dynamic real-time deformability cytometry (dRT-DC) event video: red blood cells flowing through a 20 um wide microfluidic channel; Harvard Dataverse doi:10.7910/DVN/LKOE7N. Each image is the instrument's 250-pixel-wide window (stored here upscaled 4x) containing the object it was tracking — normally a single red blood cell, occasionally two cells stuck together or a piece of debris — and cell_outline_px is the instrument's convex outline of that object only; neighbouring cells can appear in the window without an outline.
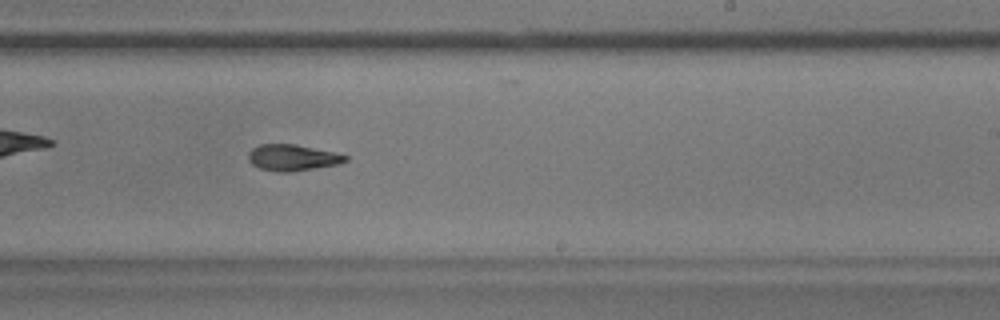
{"species": "common noctule bat (a hibernating species)", "species_latin": "Nyctalus noctula", "temperature_condition": "warm", "stored_images_in_passage": 52, "camera_frame_rate_fps": 3000, "um_per_image_px": 0.085, "animal": {"sex": "male", "body_mass_g": 17.9}, "frame": {"image": 1, "passage_image": 30, "time_ms": 9.667, "image_size_px": [1000, 320], "cell_outline_px": [[348, 160], [336, 164], [288, 172], [276, 172], [260, 168], [252, 164], [248, 160], [248, 152], [252, 148], [260, 144], [296, 144], [336, 152], [348, 156]], "centroid_in_image_um": [24.83, 13.38], "position_along_channel_um": 264.2, "area_um2": 14.8}}
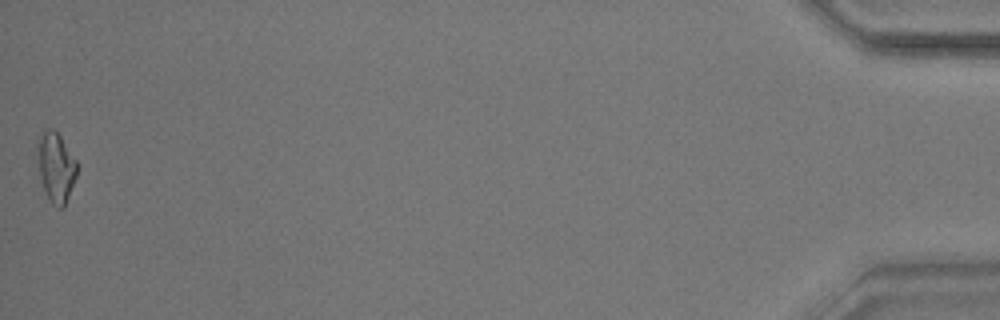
{"frame": {"image": 2, "passage_image": 52, "time_ms": 17.0, "image_size_px": [1000, 320], "cell_outline_px": [[76, 176], [64, 208], [56, 208], [52, 204], [44, 188], [40, 172], [36, 144], [40, 136], [48, 128], [52, 128], [60, 136], [76, 160]], "centroid_in_image_um": [4.76, 14.22], "position_along_channel_um": 430.4, "area_um2": 15.61}, "authors_computed_cell_mechanics": {"area_um2": 15.0858, "velocity_mm_per_s": 3.6293, "shape_relaxation_time_tau1_ms": 5.17, "shape_relaxation_time_tau2_ms": 4.7955, "deformation_change_tau1": 0.195, "deformation_change_tau2": 0.1533}}